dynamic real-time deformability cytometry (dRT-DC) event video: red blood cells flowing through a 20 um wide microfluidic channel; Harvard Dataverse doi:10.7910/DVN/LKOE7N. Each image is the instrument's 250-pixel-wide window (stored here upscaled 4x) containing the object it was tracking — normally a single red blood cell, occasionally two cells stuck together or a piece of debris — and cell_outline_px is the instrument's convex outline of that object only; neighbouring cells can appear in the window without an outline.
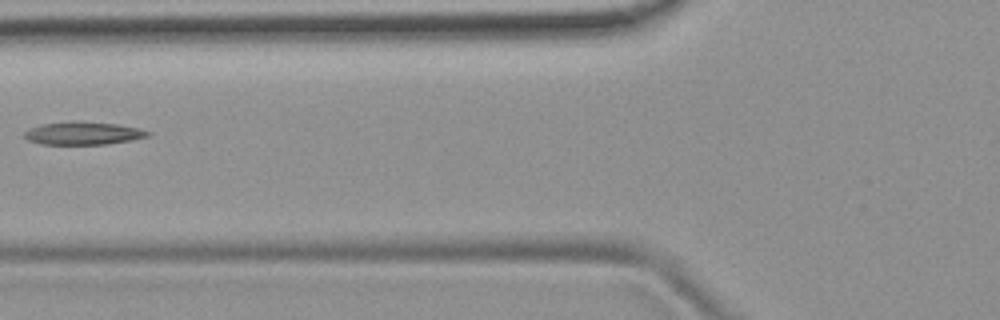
{"species": "common noctule bat (a hibernating species)", "species_latin": "Nyctalus noctula", "temperature_condition": "room temperature", "stored_images_in_passage": 6, "camera_frame_rate_fps": 3000, "um_per_image_px": 0.085, "animal": {"sex": "female", "body_mass_g": 19.9}, "frame": {"image": 1, "passage_image": 5, "time_ms": 4.667, "image_size_px": [1000, 320], "cell_outline_px": [[152, 132], [148, 136], [132, 140], [108, 144], [40, 144], [28, 140], [24, 136], [24, 132], [28, 128], [44, 124], [72, 120], [76, 120], [116, 124], [136, 128]], "centroid_in_image_um": [7.04, 11.32], "position_along_channel_um": 118.8, "area_um2": 16.53}}
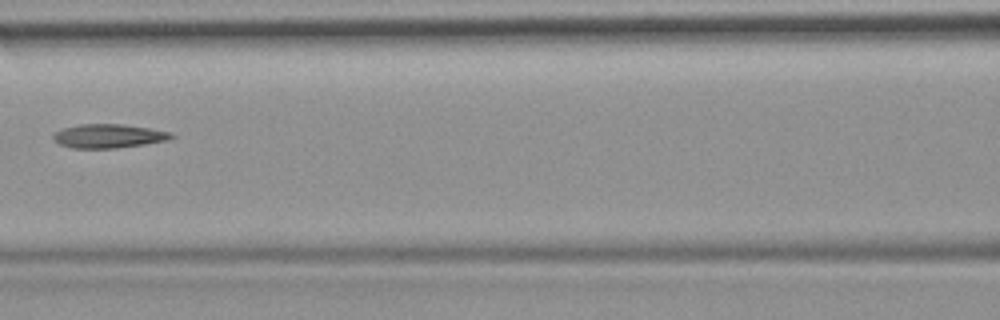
{"frame": {"image": 2, "passage_image": 6, "time_ms": 5.667, "image_size_px": [1000, 320], "cell_outline_px": [[176, 136], [168, 140], [144, 144], [116, 148], [72, 148], [60, 144], [52, 136], [56, 132], [64, 128], [80, 124], [124, 124], [148, 128], [168, 132]], "centroid_in_image_um": [9.24, 11.56], "position_along_channel_um": 157.4, "area_um2": 16.18}}